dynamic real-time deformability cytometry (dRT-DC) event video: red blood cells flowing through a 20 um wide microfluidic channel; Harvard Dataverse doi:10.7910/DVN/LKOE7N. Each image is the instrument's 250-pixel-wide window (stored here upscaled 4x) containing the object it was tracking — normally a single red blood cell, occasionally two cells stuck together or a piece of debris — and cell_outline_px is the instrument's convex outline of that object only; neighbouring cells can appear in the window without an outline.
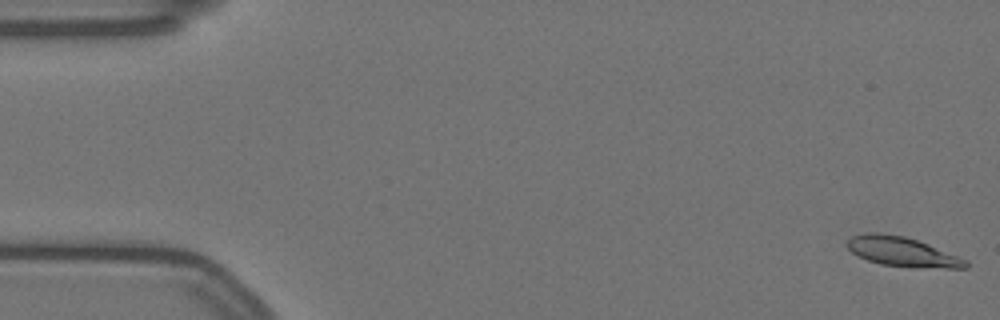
{"species": "Egyptian fruit bat (a non-hibernating species)", "species_latin": "Rousettus aegyptiacus", "temperature_condition": "warm", "stored_images_in_passage": 58, "camera_frame_rate_fps": 3000, "um_per_image_px": 0.085, "animal": {"sex": "female"}, "frame": {"image": 1, "passage_image": 1, "time_ms": 0.0, "image_size_px": [1000, 320], "cell_outline_px": [[968, 268], [948, 268], [880, 264], [868, 260], [852, 252], [844, 244], [852, 236], [868, 232], [880, 232], [904, 236], [928, 244], [968, 260]], "centroid_in_image_um": [76.67, 21.37], "position_along_channel_um": 8.3, "area_um2": 20.0}}
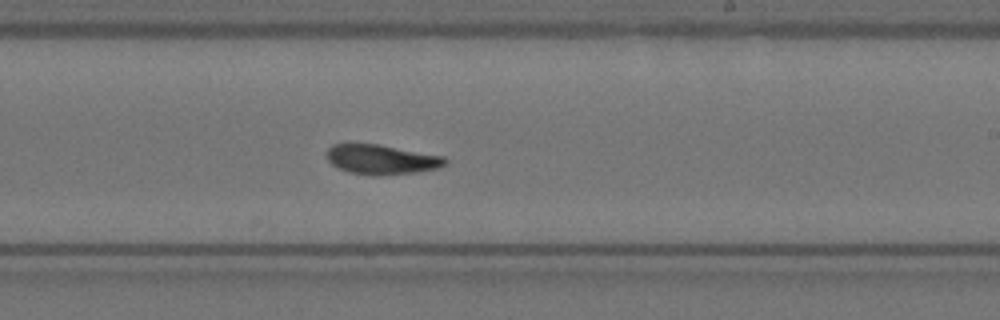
{"frame": {"image": 2, "passage_image": 34, "time_ms": 11.0, "image_size_px": [1000, 320], "cell_outline_px": [[448, 164], [440, 168], [416, 172], [380, 176], [376, 176], [348, 172], [332, 164], [328, 160], [328, 148], [332, 144], [348, 140], [380, 144], [444, 156], [448, 160]], "centroid_in_image_um": [32.41, 13.51], "position_along_channel_um": 256.6, "area_um2": 21.33}}
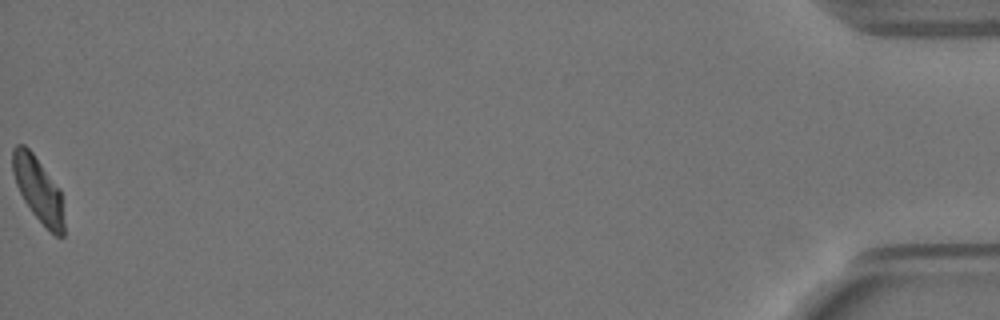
{"frame": {"image": 3, "passage_image": 58, "time_ms": 19.0, "image_size_px": [1000, 320], "cell_outline_px": [[64, 236], [56, 236], [32, 212], [24, 200], [16, 184], [12, 172], [12, 148], [16, 144], [24, 144], [32, 152], [60, 188], [64, 224]], "centroid_in_image_um": [3.24, 16.06], "position_along_channel_um": 432.0, "area_um2": 19.19}, "authors_computed_cell_mechanics": {"area_um2": 20.3456, "velocity_mm_per_s": 3.4791, "shape_relaxation_time_tau1_ms": 3.9756, "shape_relaxation_time_tau2_ms": 2.4437, "deformation_change_tau1": 0.1503, "deformation_change_tau2": 0.0759}}